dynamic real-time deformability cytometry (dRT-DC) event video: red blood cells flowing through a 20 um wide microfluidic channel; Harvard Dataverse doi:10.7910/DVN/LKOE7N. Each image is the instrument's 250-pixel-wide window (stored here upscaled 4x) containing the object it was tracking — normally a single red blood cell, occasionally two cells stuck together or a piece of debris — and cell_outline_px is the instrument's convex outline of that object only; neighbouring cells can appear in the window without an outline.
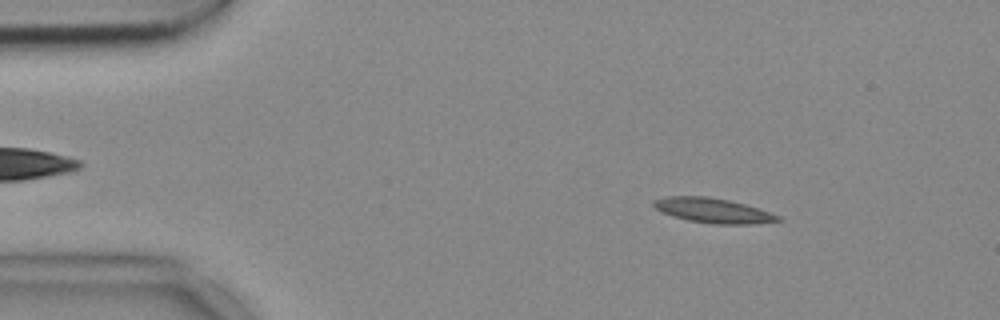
{"species": "common noctule bat (a hibernating species)", "species_latin": "Nyctalus noctula", "temperature_condition": "cold", "stored_images_in_passage": 14, "camera_frame_rate_fps": 3000, "um_per_image_px": 0.085, "animal": {"sex": "female", "body_mass_g": 18.4}, "frame": {"image": 1, "passage_image": 7, "time_ms": 2.0, "image_size_px": [1000, 320], "cell_outline_px": [[784, 220], [756, 224], [712, 224], [688, 220], [672, 216], [660, 212], [652, 204], [652, 200], [668, 196], [708, 196], [728, 200], [744, 204], [780, 216]], "centroid_in_image_um": [60.58, 17.9], "position_along_channel_um": 24.4, "area_um2": 17.98}}